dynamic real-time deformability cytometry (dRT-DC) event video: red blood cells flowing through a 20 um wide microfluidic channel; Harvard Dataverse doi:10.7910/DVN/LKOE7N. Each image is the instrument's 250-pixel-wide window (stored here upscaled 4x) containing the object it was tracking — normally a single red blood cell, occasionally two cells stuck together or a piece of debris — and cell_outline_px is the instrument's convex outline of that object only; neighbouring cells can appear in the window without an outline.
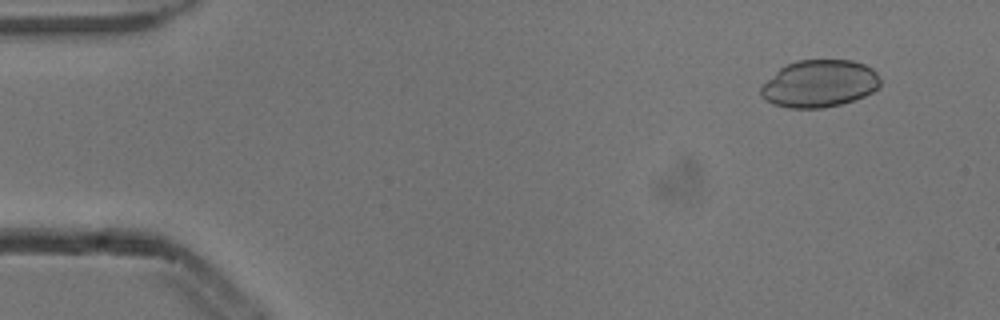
{"species": "common noctule bat (a hibernating species)", "species_latin": "Nyctalus noctula", "temperature_condition": "cold", "stored_images_in_passage": 5, "camera_frame_rate_fps": 3000, "um_per_image_px": 0.085, "animal": {"sex": "male", "body_mass_g": 13.3}, "frame": {"image": 1, "passage_image": 2, "time_ms": 0.333, "image_size_px": [1000, 320], "cell_outline_px": [[880, 88], [864, 96], [840, 104], [820, 108], [788, 108], [772, 104], [764, 100], [760, 96], [760, 88], [780, 68], [796, 60], [852, 60], [864, 64], [872, 68], [876, 72], [880, 80]], "centroid_in_image_um": [69.65, 7.11], "position_along_channel_um": 15.3, "area_um2": 32.89}}